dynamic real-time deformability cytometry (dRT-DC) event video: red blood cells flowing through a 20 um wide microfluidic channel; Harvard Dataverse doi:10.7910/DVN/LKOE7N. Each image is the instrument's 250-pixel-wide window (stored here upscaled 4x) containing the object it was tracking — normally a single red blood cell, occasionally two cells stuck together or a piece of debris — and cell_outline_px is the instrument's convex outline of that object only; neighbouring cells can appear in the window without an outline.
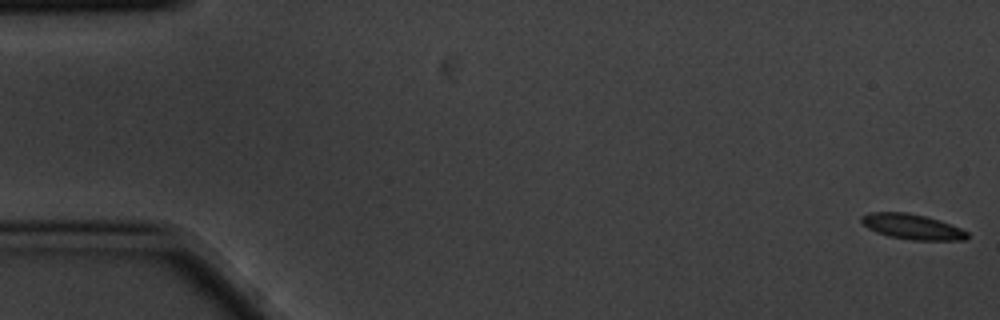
{"species": "common noctule bat (a hibernating species)", "species_latin": "Nyctalus noctula", "temperature_condition": "cold", "stored_images_in_passage": 4, "camera_frame_rate_fps": 3000, "um_per_image_px": 0.085, "animal": {"sex": "male", "body_mass_g": 20.1, "forearm_length_mm": 53.5}, "frame": {"image": 1, "passage_image": 1, "time_ms": 0.0, "image_size_px": [1000, 320], "cell_outline_px": [[968, 236], [964, 240], [912, 240], [888, 236], [876, 232], [868, 228], [860, 220], [860, 216], [868, 212], [908, 212], [940, 220], [960, 228], [968, 232]], "centroid_in_image_um": [77.51, 19.26], "position_along_channel_um": 7.5, "area_um2": 15.61}}